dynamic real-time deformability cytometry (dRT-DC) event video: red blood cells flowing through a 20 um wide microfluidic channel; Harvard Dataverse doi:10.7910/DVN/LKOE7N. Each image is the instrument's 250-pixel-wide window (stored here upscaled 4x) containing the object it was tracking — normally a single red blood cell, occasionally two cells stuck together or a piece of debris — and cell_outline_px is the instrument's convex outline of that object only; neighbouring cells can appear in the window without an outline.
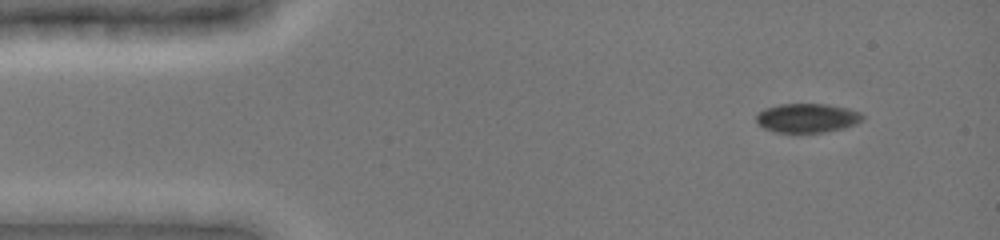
{"species": "common noctule bat (a hibernating species)", "species_latin": "Nyctalus noctula", "temperature_condition": "cold", "stored_images_in_passage": 12, "camera_frame_rate_fps": 3000, "um_per_image_px": 0.085, "animal": {"sex": "female", "body_mass_g": 19.0, "forearm_length_mm": 51.5}, "frame": {"image": 1, "passage_image": 2, "time_ms": 1.0, "image_size_px": [1000, 240], "cell_outline_px": [[864, 116], [860, 120], [844, 128], [824, 132], [776, 132], [764, 128], [756, 124], [756, 112], [764, 108], [780, 104], [828, 104], [848, 108], [860, 112]], "centroid_in_image_um": [68.54, 10.02], "position_along_channel_um": 16.5, "area_um2": 18.03}}
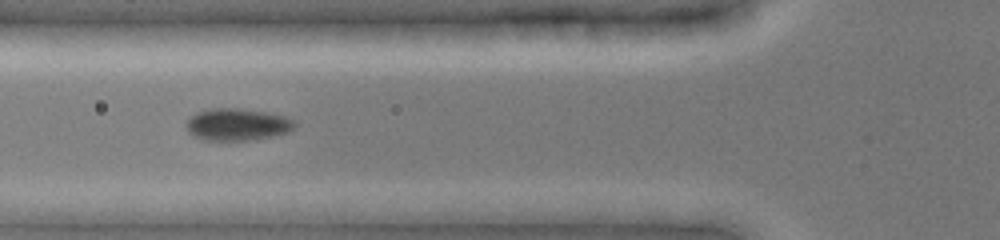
{"frame": {"image": 2, "passage_image": 6, "time_ms": 5.333, "image_size_px": [1000, 240], "cell_outline_px": [[296, 124], [288, 132], [256, 140], [204, 140], [192, 136], [188, 132], [188, 116], [196, 112], [212, 108], [240, 108], [268, 112], [284, 116], [296, 120]], "centroid_in_image_um": [20.17, 10.57], "position_along_channel_um": 105.6, "area_um2": 20.46}}
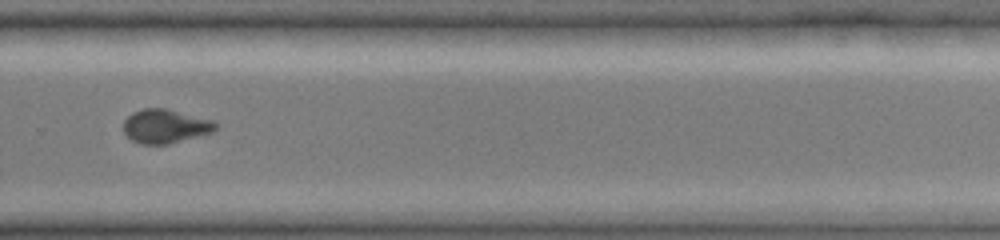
{"frame": {"image": 3, "passage_image": 11, "time_ms": 10.667, "image_size_px": [1000, 240], "cell_outline_px": [[220, 124], [212, 132], [168, 144], [140, 144], [132, 140], [124, 132], [124, 120], [132, 112], [144, 108], [164, 108], [212, 120]], "centroid_in_image_um": [14.04, 10.72], "position_along_channel_um": 315.8, "area_um2": 18.03}}